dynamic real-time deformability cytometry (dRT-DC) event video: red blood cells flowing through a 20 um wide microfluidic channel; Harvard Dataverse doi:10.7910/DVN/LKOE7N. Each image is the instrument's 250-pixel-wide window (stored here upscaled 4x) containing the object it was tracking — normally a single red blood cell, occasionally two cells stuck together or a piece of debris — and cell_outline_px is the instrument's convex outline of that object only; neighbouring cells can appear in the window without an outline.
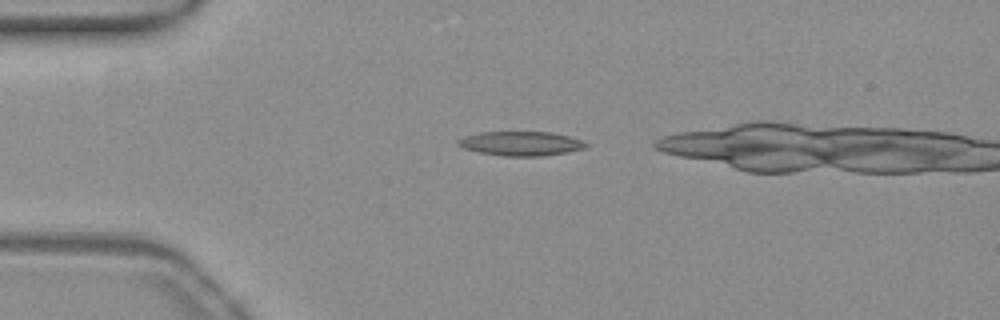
{"species": "common noctule bat (a hibernating species)", "species_latin": "Nyctalus noctula", "temperature_condition": "warm", "stored_images_in_passage": 34, "camera_frame_rate_fps": 3000, "um_per_image_px": 0.085, "animal": {"sex": "female", "body_mass_g": 19.3, "forearm_length_mm": 54.1}, "frame": {"image": 1, "passage_image": 4, "time_ms": 1.0, "image_size_px": [1000, 320], "cell_outline_px": [[588, 144], [584, 148], [568, 152], [540, 156], [504, 156], [480, 152], [464, 148], [456, 144], [456, 140], [464, 136], [480, 132], [552, 132], [568, 136], [580, 140]], "centroid_in_image_um": [44.24, 12.19], "position_along_channel_um": 40.8, "area_um2": 17.98}}
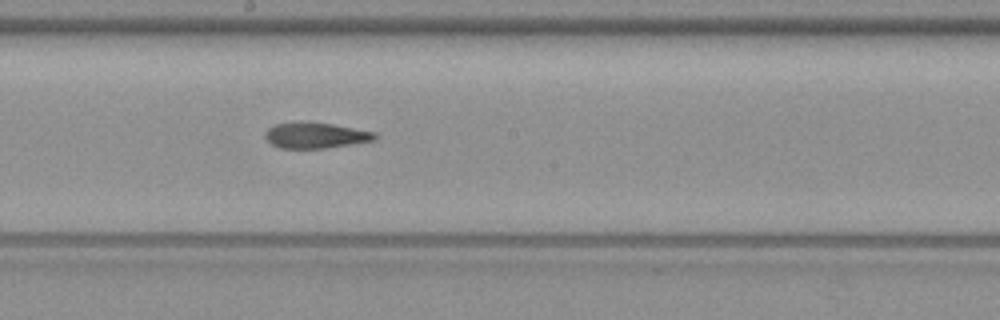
{"frame": {"image": 2, "passage_image": 20, "time_ms": 6.333, "image_size_px": [1000, 320], "cell_outline_px": [[376, 140], [324, 148], [280, 148], [272, 144], [264, 136], [268, 128], [276, 124], [332, 124], [376, 132]], "centroid_in_image_um": [26.86, 11.54], "position_along_channel_um": 221.3, "area_um2": 15.72}}
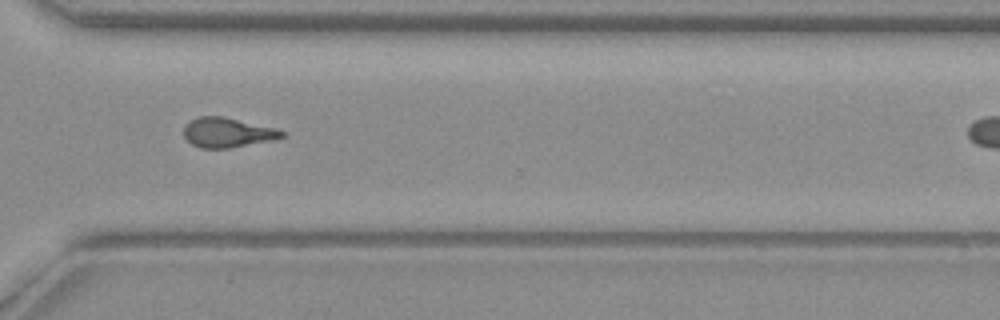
{"frame": {"image": 3, "passage_image": 30, "time_ms": 9.667, "image_size_px": [1000, 320], "cell_outline_px": [[284, 136], [276, 140], [232, 148], [200, 148], [192, 144], [184, 136], [184, 124], [200, 116], [220, 116], [276, 128], [284, 132]], "centroid_in_image_um": [19.35, 11.28], "position_along_channel_um": 351.3, "area_um2": 16.99}}